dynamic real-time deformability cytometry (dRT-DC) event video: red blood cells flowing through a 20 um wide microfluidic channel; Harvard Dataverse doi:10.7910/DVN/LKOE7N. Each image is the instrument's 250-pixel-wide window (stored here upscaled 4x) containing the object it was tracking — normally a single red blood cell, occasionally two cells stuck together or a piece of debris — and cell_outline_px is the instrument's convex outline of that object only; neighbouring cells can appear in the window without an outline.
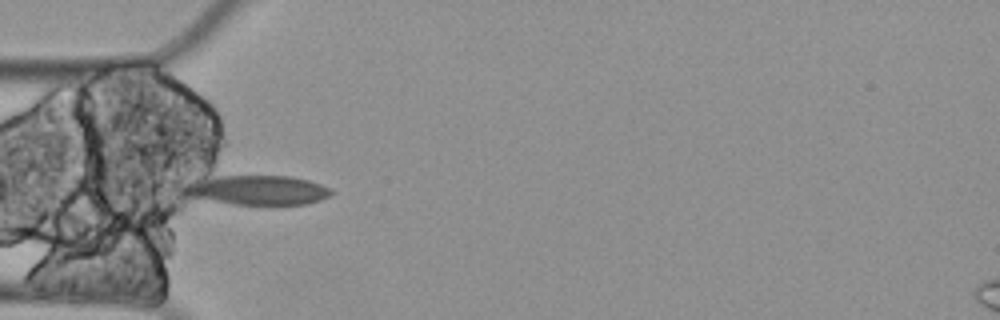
{"species": "Egyptian fruit bat (a non-hibernating species)", "species_latin": "Rousettus aegyptiacus", "temperature_condition": "cold", "stored_images_in_passage": 6, "camera_frame_rate_fps": 3000, "um_per_image_px": 0.085, "animal": {"sex": "female"}, "frame": {"image": 1, "passage_image": 4, "time_ms": 1.0, "image_size_px": [1000, 320], "cell_outline_px": [[336, 192], [320, 200], [308, 204], [232, 204], [192, 196], [188, 184], [192, 180], [220, 176], [292, 176], [308, 180], [332, 188]], "centroid_in_image_um": [22.06, 16.15], "position_along_channel_um": 62.9, "area_um2": 24.68}}
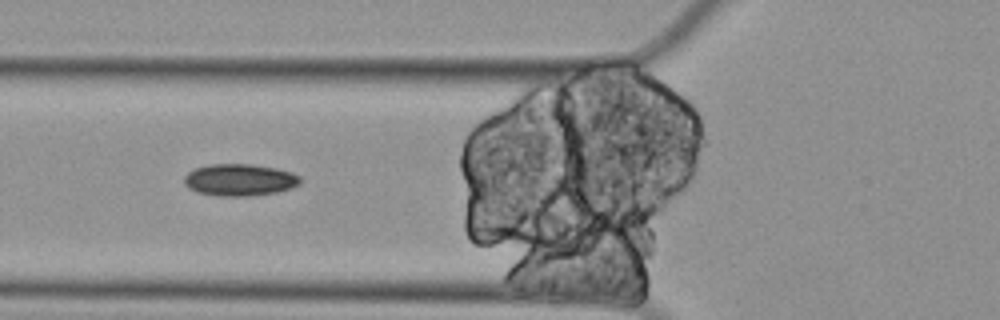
{"frame": {"image": 2, "passage_image": 5, "time_ms": 1.333, "image_size_px": [1000, 320], "cell_outline_px": [[300, 184], [292, 188], [276, 192], [248, 196], [220, 196], [196, 192], [188, 188], [184, 184], [184, 176], [188, 172], [196, 168], [208, 164], [252, 164], [276, 168], [292, 172], [300, 176]], "centroid_in_image_um": [20.36, 15.29], "position_along_channel_um": 105.4, "area_um2": 21.73}}
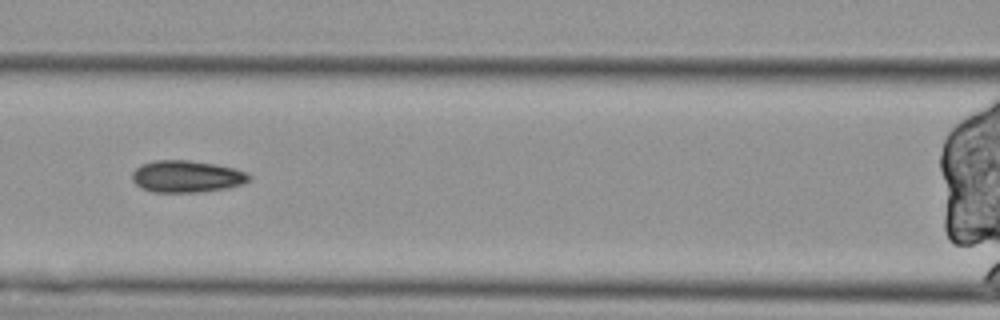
{"frame": {"image": 3, "passage_image": 6, "time_ms": 1.667, "image_size_px": [1000, 320], "cell_outline_px": [[252, 176], [244, 184], [224, 188], [200, 192], [152, 192], [140, 188], [132, 180], [132, 172], [140, 164], [156, 160], [188, 160], [216, 164], [248, 172]], "centroid_in_image_um": [15.85, 14.99], "position_along_channel_um": 150.8, "area_um2": 21.85}}